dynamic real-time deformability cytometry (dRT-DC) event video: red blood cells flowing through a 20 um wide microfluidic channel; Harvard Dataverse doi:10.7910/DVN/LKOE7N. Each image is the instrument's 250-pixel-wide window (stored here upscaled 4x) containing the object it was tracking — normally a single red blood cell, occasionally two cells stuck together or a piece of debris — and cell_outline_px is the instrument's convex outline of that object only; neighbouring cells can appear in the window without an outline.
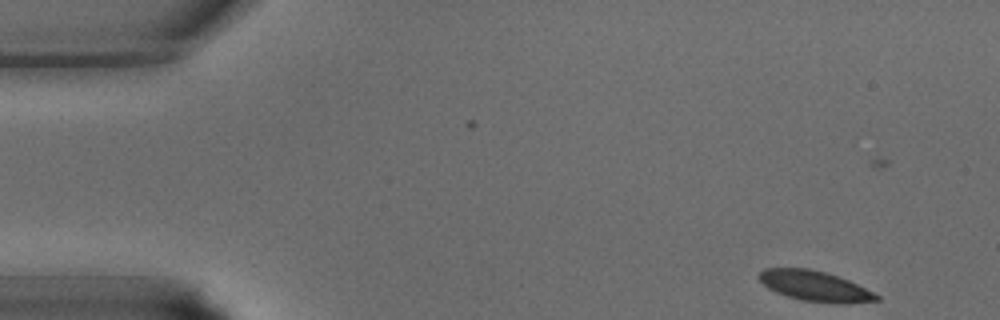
{"species": "common noctule bat (a hibernating species)", "species_latin": "Nyctalus noctula", "temperature_condition": "warm", "stored_images_in_passage": 38, "camera_frame_rate_fps": 3000, "um_per_image_px": 0.085, "animal": {"sex": "male", "body_mass_g": 15.6}, "frame": {"image": 1, "passage_image": 1, "time_ms": 0.0, "image_size_px": [1000, 320], "cell_outline_px": [[880, 300], [848, 304], [840, 304], [804, 300], [788, 296], [776, 292], [768, 288], [760, 280], [760, 272], [764, 268], [808, 268], [824, 272], [848, 280], [880, 296]], "centroid_in_image_um": [69.28, 24.32], "position_along_channel_um": 15.7, "area_um2": 20.4}}
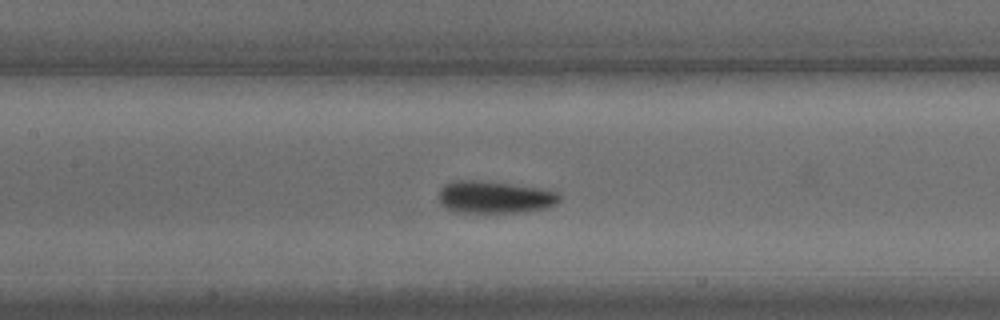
{"frame": {"image": 2, "passage_image": 16, "time_ms": 5.0, "image_size_px": [1000, 320], "cell_outline_px": [[560, 200], [556, 204], [544, 208], [524, 212], [456, 212], [444, 208], [440, 204], [440, 188], [444, 184], [452, 180], [480, 180], [548, 188], [556, 192], [560, 196]], "centroid_in_image_um": [42.05, 16.74], "position_along_channel_um": 165.3, "area_um2": 23.06}}
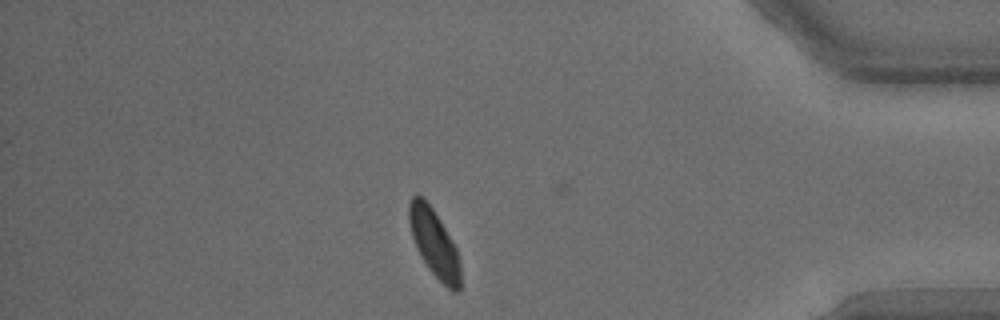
{"frame": {"image": 3, "passage_image": 32, "time_ms": 10.333, "image_size_px": [1000, 320], "cell_outline_px": [[460, 292], [452, 292], [428, 268], [416, 248], [412, 236], [408, 220], [408, 204], [412, 196], [416, 192], [424, 196], [440, 220], [456, 248], [460, 264]], "centroid_in_image_um": [36.88, 20.62], "position_along_channel_um": 398.3, "area_um2": 20.29}}